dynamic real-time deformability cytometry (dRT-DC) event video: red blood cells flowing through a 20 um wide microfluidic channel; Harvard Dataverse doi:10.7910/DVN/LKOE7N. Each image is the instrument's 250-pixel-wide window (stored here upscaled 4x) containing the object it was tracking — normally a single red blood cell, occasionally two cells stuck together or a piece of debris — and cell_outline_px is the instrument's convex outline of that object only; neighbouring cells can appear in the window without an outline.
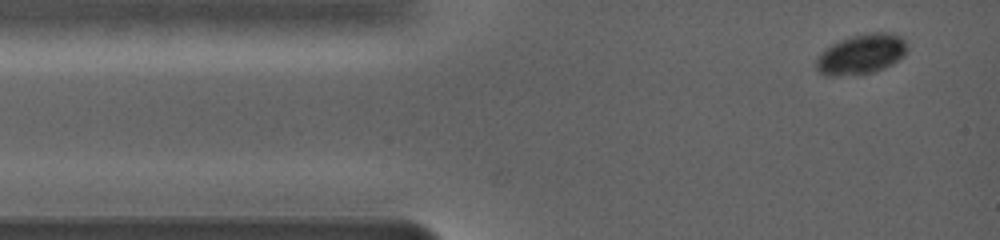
{"species": "common noctule bat (a hibernating species)", "species_latin": "Nyctalus noctula", "temperature_condition": "warm", "stored_images_in_passage": 4, "camera_frame_rate_fps": 5000, "um_per_image_px": 0.085, "animal": {"sex": "female", "body_mass_g": 19.0, "forearm_length_mm": 56.7}, "frame": {"image": 1, "passage_image": 1, "time_ms": 0.0, "image_size_px": [1000, 240], "cell_outline_px": [[908, 48], [904, 56], [892, 64], [884, 68], [872, 72], [836, 76], [824, 76], [816, 68], [816, 56], [832, 44], [840, 40], [852, 36], [872, 32], [892, 32], [900, 36], [904, 40]], "centroid_in_image_um": [73.21, 4.6], "position_along_channel_um": 11.8, "area_um2": 21.21}}
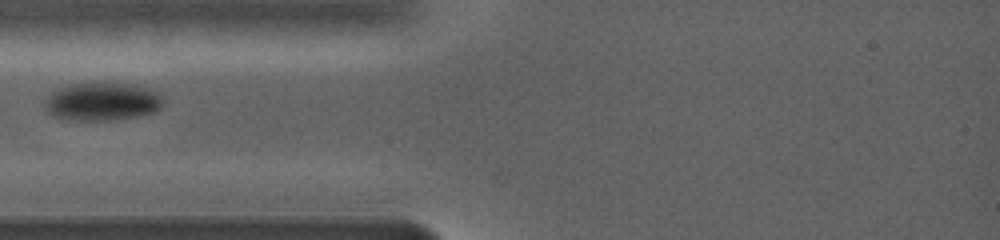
{"frame": {"image": 2, "passage_image": 4, "time_ms": 3.2, "image_size_px": [1000, 240], "cell_outline_px": [[164, 100], [160, 108], [152, 112], [136, 116], [112, 120], [72, 120], [52, 116], [48, 112], [44, 104], [44, 100], [52, 88], [68, 84], [104, 80], [132, 84], [148, 88], [156, 92]], "centroid_in_image_um": [8.61, 8.58], "position_along_channel_um": 76.4, "area_um2": 27.17}}